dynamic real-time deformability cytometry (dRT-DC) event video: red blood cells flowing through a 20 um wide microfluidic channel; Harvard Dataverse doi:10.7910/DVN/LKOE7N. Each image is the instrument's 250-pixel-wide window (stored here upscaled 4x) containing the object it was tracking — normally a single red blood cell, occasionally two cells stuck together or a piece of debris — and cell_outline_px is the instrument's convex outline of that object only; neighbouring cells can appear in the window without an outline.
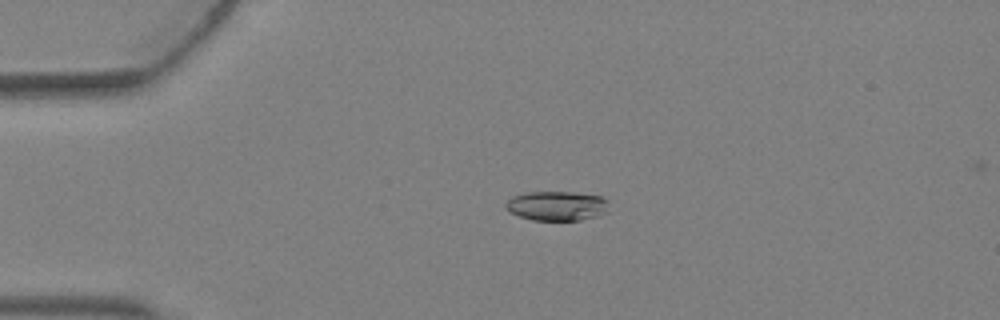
{"species": "Egyptian fruit bat (a non-hibernating species)", "species_latin": "Rousettus aegyptiacus", "temperature_condition": "warm", "stored_images_in_passage": 4, "camera_frame_rate_fps": 3000, "um_per_image_px": 0.085, "animal": {"sex": "female"}, "frame": {"image": 1, "passage_image": 3, "time_ms": 0.667, "image_size_px": [1000, 320], "cell_outline_px": [[608, 212], [596, 216], [580, 220], [532, 220], [508, 212], [504, 208], [504, 204], [512, 196], [524, 192], [572, 192], [600, 196], [608, 200]], "centroid_in_image_um": [47.3, 17.49], "position_along_channel_um": 37.7, "area_um2": 17.92}}